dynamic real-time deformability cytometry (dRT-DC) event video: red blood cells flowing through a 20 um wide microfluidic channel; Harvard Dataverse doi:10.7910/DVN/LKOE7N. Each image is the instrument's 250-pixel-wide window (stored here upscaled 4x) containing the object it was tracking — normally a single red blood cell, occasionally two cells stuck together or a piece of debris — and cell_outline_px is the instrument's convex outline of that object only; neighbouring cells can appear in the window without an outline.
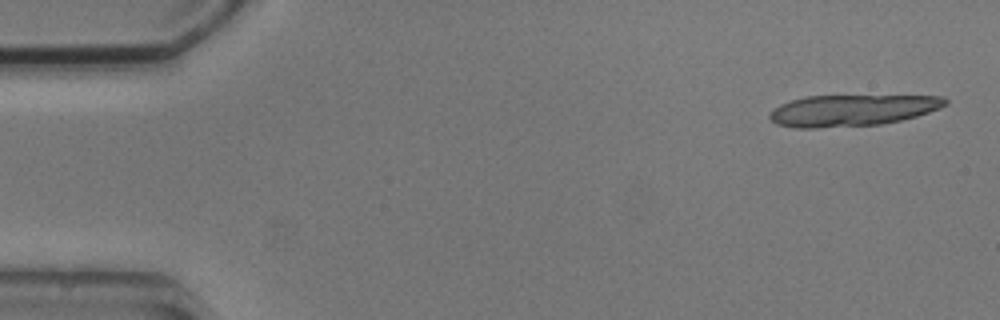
{"species": "common noctule bat (a hibernating species)", "species_latin": "Nyctalus noctula", "temperature_condition": "cold", "stored_images_in_passage": 4, "camera_frame_rate_fps": 3000, "um_per_image_px": 0.085, "animal": {"sex": "male", "body_mass_g": 20.5, "forearm_length_mm": 52.5}, "frame": {"image": 1, "passage_image": 1, "time_ms": 0.0, "image_size_px": [1000, 320], "cell_outline_px": [[948, 104], [940, 108], [916, 116], [900, 120], [880, 124], [816, 128], [796, 128], [776, 124], [768, 116], [780, 104], [792, 100], [808, 96], [944, 96], [948, 100]], "centroid_in_image_um": [72.44, 9.38], "position_along_channel_um": 12.6, "area_um2": 31.85}}